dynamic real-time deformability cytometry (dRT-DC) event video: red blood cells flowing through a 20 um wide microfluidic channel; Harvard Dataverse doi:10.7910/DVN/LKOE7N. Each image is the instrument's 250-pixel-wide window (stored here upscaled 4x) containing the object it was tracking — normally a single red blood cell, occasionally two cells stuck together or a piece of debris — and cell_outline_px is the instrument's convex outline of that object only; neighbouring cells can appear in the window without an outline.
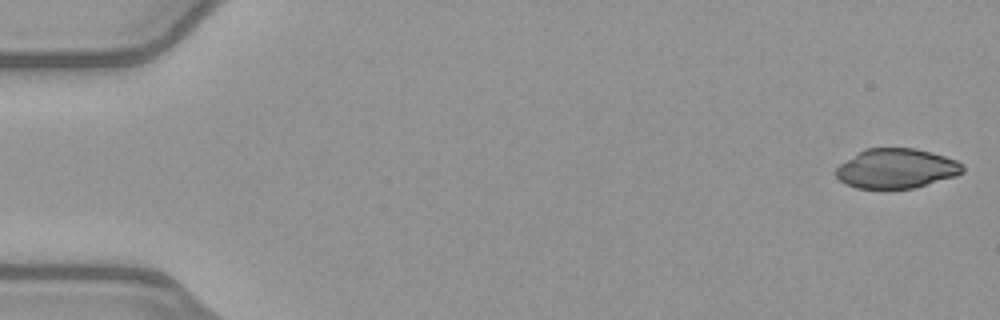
{"species": "common noctule bat (a hibernating species)", "species_latin": "Nyctalus noctula", "temperature_condition": "warm", "stored_images_in_passage": 51, "camera_frame_rate_fps": 3000, "um_per_image_px": 0.085, "animal": {"sex": "female", "body_mass_g": 21.9}, "frame": {"image": 1, "passage_image": 1, "time_ms": 0.0, "image_size_px": [1000, 320], "cell_outline_px": [[964, 172], [956, 176], [916, 188], [856, 188], [840, 180], [836, 176], [836, 168], [840, 164], [856, 152], [864, 148], [916, 148], [932, 152], [956, 160], [964, 164]], "centroid_in_image_um": [76.21, 14.31], "position_along_channel_um": 8.8, "area_um2": 29.48}}